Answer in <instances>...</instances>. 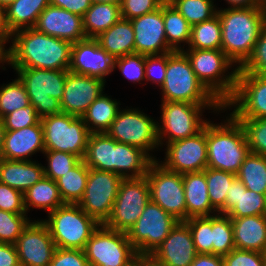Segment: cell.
Segmentation results:
<instances>
[{
    "instance_id": "6da1fadb",
    "label": "cell",
    "mask_w": 266,
    "mask_h": 266,
    "mask_svg": "<svg viewBox=\"0 0 266 266\" xmlns=\"http://www.w3.org/2000/svg\"><path fill=\"white\" fill-rule=\"evenodd\" d=\"M11 43L0 61L3 66L69 70L73 44L68 41L26 28L14 32Z\"/></svg>"
},
{
    "instance_id": "7a4b0ae2",
    "label": "cell",
    "mask_w": 266,
    "mask_h": 266,
    "mask_svg": "<svg viewBox=\"0 0 266 266\" xmlns=\"http://www.w3.org/2000/svg\"><path fill=\"white\" fill-rule=\"evenodd\" d=\"M221 50L238 67L250 57L265 19L264 7L219 8Z\"/></svg>"
},
{
    "instance_id": "3957f363",
    "label": "cell",
    "mask_w": 266,
    "mask_h": 266,
    "mask_svg": "<svg viewBox=\"0 0 266 266\" xmlns=\"http://www.w3.org/2000/svg\"><path fill=\"white\" fill-rule=\"evenodd\" d=\"M228 115L224 123H206L207 167L236 175L250 150L244 128Z\"/></svg>"
},
{
    "instance_id": "277c9868",
    "label": "cell",
    "mask_w": 266,
    "mask_h": 266,
    "mask_svg": "<svg viewBox=\"0 0 266 266\" xmlns=\"http://www.w3.org/2000/svg\"><path fill=\"white\" fill-rule=\"evenodd\" d=\"M182 52L196 77L224 105L235 92L238 67L221 49H184Z\"/></svg>"
},
{
    "instance_id": "5b68a950",
    "label": "cell",
    "mask_w": 266,
    "mask_h": 266,
    "mask_svg": "<svg viewBox=\"0 0 266 266\" xmlns=\"http://www.w3.org/2000/svg\"><path fill=\"white\" fill-rule=\"evenodd\" d=\"M162 100L191 104H222L196 77L182 51L167 53L165 80L160 87Z\"/></svg>"
},
{
    "instance_id": "8992f818",
    "label": "cell",
    "mask_w": 266,
    "mask_h": 266,
    "mask_svg": "<svg viewBox=\"0 0 266 266\" xmlns=\"http://www.w3.org/2000/svg\"><path fill=\"white\" fill-rule=\"evenodd\" d=\"M161 122L157 123L159 146L192 137L209 121L203 119L204 110L219 114L226 111L223 104H191L188 102L161 101Z\"/></svg>"
},
{
    "instance_id": "52a82bcc",
    "label": "cell",
    "mask_w": 266,
    "mask_h": 266,
    "mask_svg": "<svg viewBox=\"0 0 266 266\" xmlns=\"http://www.w3.org/2000/svg\"><path fill=\"white\" fill-rule=\"evenodd\" d=\"M41 221L47 226L57 248L83 250L99 223L78 204L65 203Z\"/></svg>"
},
{
    "instance_id": "ba28073f",
    "label": "cell",
    "mask_w": 266,
    "mask_h": 266,
    "mask_svg": "<svg viewBox=\"0 0 266 266\" xmlns=\"http://www.w3.org/2000/svg\"><path fill=\"white\" fill-rule=\"evenodd\" d=\"M13 69L24 83L30 104L35 107L40 119L62 113L60 101L63 97L68 70Z\"/></svg>"
},
{
    "instance_id": "9c48e42d",
    "label": "cell",
    "mask_w": 266,
    "mask_h": 266,
    "mask_svg": "<svg viewBox=\"0 0 266 266\" xmlns=\"http://www.w3.org/2000/svg\"><path fill=\"white\" fill-rule=\"evenodd\" d=\"M45 151H62L84 159L90 132L82 117L67 113L40 119Z\"/></svg>"
},
{
    "instance_id": "30bf717a",
    "label": "cell",
    "mask_w": 266,
    "mask_h": 266,
    "mask_svg": "<svg viewBox=\"0 0 266 266\" xmlns=\"http://www.w3.org/2000/svg\"><path fill=\"white\" fill-rule=\"evenodd\" d=\"M83 251L89 266H130L138 256L126 232L104 224L92 233Z\"/></svg>"
},
{
    "instance_id": "8fae6325",
    "label": "cell",
    "mask_w": 266,
    "mask_h": 266,
    "mask_svg": "<svg viewBox=\"0 0 266 266\" xmlns=\"http://www.w3.org/2000/svg\"><path fill=\"white\" fill-rule=\"evenodd\" d=\"M157 123L139 108H120L105 133L117 142L136 146L150 155L155 149L160 150Z\"/></svg>"
},
{
    "instance_id": "7c38bea8",
    "label": "cell",
    "mask_w": 266,
    "mask_h": 266,
    "mask_svg": "<svg viewBox=\"0 0 266 266\" xmlns=\"http://www.w3.org/2000/svg\"><path fill=\"white\" fill-rule=\"evenodd\" d=\"M178 222L150 200L137 222L127 232L128 240L138 255H151Z\"/></svg>"
},
{
    "instance_id": "4fadbf2b",
    "label": "cell",
    "mask_w": 266,
    "mask_h": 266,
    "mask_svg": "<svg viewBox=\"0 0 266 266\" xmlns=\"http://www.w3.org/2000/svg\"><path fill=\"white\" fill-rule=\"evenodd\" d=\"M149 201L150 190L145 176L123 179L120 182L111 216L104 225L127 233L137 222Z\"/></svg>"
},
{
    "instance_id": "5bb4252c",
    "label": "cell",
    "mask_w": 266,
    "mask_h": 266,
    "mask_svg": "<svg viewBox=\"0 0 266 266\" xmlns=\"http://www.w3.org/2000/svg\"><path fill=\"white\" fill-rule=\"evenodd\" d=\"M150 200L178 221H186V201L181 173L165 169L155 160L145 175Z\"/></svg>"
},
{
    "instance_id": "9a60e30c",
    "label": "cell",
    "mask_w": 266,
    "mask_h": 266,
    "mask_svg": "<svg viewBox=\"0 0 266 266\" xmlns=\"http://www.w3.org/2000/svg\"><path fill=\"white\" fill-rule=\"evenodd\" d=\"M122 180L113 172L89 168L85 192L78 205L99 224H105L111 216Z\"/></svg>"
},
{
    "instance_id": "2e32d148",
    "label": "cell",
    "mask_w": 266,
    "mask_h": 266,
    "mask_svg": "<svg viewBox=\"0 0 266 266\" xmlns=\"http://www.w3.org/2000/svg\"><path fill=\"white\" fill-rule=\"evenodd\" d=\"M224 109L233 110L235 119L266 118V77L238 73L235 92Z\"/></svg>"
},
{
    "instance_id": "e0dca14e",
    "label": "cell",
    "mask_w": 266,
    "mask_h": 266,
    "mask_svg": "<svg viewBox=\"0 0 266 266\" xmlns=\"http://www.w3.org/2000/svg\"><path fill=\"white\" fill-rule=\"evenodd\" d=\"M165 145L164 160L157 159L165 169L184 174L204 171L207 168L206 124L196 135Z\"/></svg>"
},
{
    "instance_id": "ac0fdd59",
    "label": "cell",
    "mask_w": 266,
    "mask_h": 266,
    "mask_svg": "<svg viewBox=\"0 0 266 266\" xmlns=\"http://www.w3.org/2000/svg\"><path fill=\"white\" fill-rule=\"evenodd\" d=\"M15 247L23 266H49L57 248L41 219L29 223L17 238Z\"/></svg>"
},
{
    "instance_id": "d6986e66",
    "label": "cell",
    "mask_w": 266,
    "mask_h": 266,
    "mask_svg": "<svg viewBox=\"0 0 266 266\" xmlns=\"http://www.w3.org/2000/svg\"><path fill=\"white\" fill-rule=\"evenodd\" d=\"M106 81L68 72L60 101L63 113L82 117L88 107L104 92Z\"/></svg>"
},
{
    "instance_id": "ffe728a7",
    "label": "cell",
    "mask_w": 266,
    "mask_h": 266,
    "mask_svg": "<svg viewBox=\"0 0 266 266\" xmlns=\"http://www.w3.org/2000/svg\"><path fill=\"white\" fill-rule=\"evenodd\" d=\"M115 59L102 49L94 38H86L72 45L69 70L79 75H87L106 80L114 69Z\"/></svg>"
},
{
    "instance_id": "44dd1931",
    "label": "cell",
    "mask_w": 266,
    "mask_h": 266,
    "mask_svg": "<svg viewBox=\"0 0 266 266\" xmlns=\"http://www.w3.org/2000/svg\"><path fill=\"white\" fill-rule=\"evenodd\" d=\"M130 21L134 29L135 53L146 56L173 52L166 40L163 4L157 10Z\"/></svg>"
},
{
    "instance_id": "7402d4cb",
    "label": "cell",
    "mask_w": 266,
    "mask_h": 266,
    "mask_svg": "<svg viewBox=\"0 0 266 266\" xmlns=\"http://www.w3.org/2000/svg\"><path fill=\"white\" fill-rule=\"evenodd\" d=\"M197 254L188 225L179 221L151 256L163 266H190Z\"/></svg>"
},
{
    "instance_id": "603a6c76",
    "label": "cell",
    "mask_w": 266,
    "mask_h": 266,
    "mask_svg": "<svg viewBox=\"0 0 266 266\" xmlns=\"http://www.w3.org/2000/svg\"><path fill=\"white\" fill-rule=\"evenodd\" d=\"M34 28L72 44L86 39L83 17L51 4L41 12Z\"/></svg>"
},
{
    "instance_id": "cb8c5ba5",
    "label": "cell",
    "mask_w": 266,
    "mask_h": 266,
    "mask_svg": "<svg viewBox=\"0 0 266 266\" xmlns=\"http://www.w3.org/2000/svg\"><path fill=\"white\" fill-rule=\"evenodd\" d=\"M45 151L41 121L19 130H6L2 159L29 161L37 152Z\"/></svg>"
},
{
    "instance_id": "d4e9b609",
    "label": "cell",
    "mask_w": 266,
    "mask_h": 266,
    "mask_svg": "<svg viewBox=\"0 0 266 266\" xmlns=\"http://www.w3.org/2000/svg\"><path fill=\"white\" fill-rule=\"evenodd\" d=\"M225 214L230 218L266 215V195L246 189L236 177L227 193Z\"/></svg>"
},
{
    "instance_id": "484cf974",
    "label": "cell",
    "mask_w": 266,
    "mask_h": 266,
    "mask_svg": "<svg viewBox=\"0 0 266 266\" xmlns=\"http://www.w3.org/2000/svg\"><path fill=\"white\" fill-rule=\"evenodd\" d=\"M186 201V220L192 217H209L218 213L212 206L205 170L182 174Z\"/></svg>"
},
{
    "instance_id": "4316f807",
    "label": "cell",
    "mask_w": 266,
    "mask_h": 266,
    "mask_svg": "<svg viewBox=\"0 0 266 266\" xmlns=\"http://www.w3.org/2000/svg\"><path fill=\"white\" fill-rule=\"evenodd\" d=\"M235 248L266 252V215L231 218Z\"/></svg>"
},
{
    "instance_id": "83f0119b",
    "label": "cell",
    "mask_w": 266,
    "mask_h": 266,
    "mask_svg": "<svg viewBox=\"0 0 266 266\" xmlns=\"http://www.w3.org/2000/svg\"><path fill=\"white\" fill-rule=\"evenodd\" d=\"M43 176V165L37 161L0 160V183L23 194Z\"/></svg>"
},
{
    "instance_id": "f1b7e54d",
    "label": "cell",
    "mask_w": 266,
    "mask_h": 266,
    "mask_svg": "<svg viewBox=\"0 0 266 266\" xmlns=\"http://www.w3.org/2000/svg\"><path fill=\"white\" fill-rule=\"evenodd\" d=\"M133 145L116 141L114 173L123 179L144 177L150 165L157 160L155 156Z\"/></svg>"
},
{
    "instance_id": "f546056e",
    "label": "cell",
    "mask_w": 266,
    "mask_h": 266,
    "mask_svg": "<svg viewBox=\"0 0 266 266\" xmlns=\"http://www.w3.org/2000/svg\"><path fill=\"white\" fill-rule=\"evenodd\" d=\"M95 39L114 59L135 53L134 29L128 19L121 18Z\"/></svg>"
},
{
    "instance_id": "4dcf8cb0",
    "label": "cell",
    "mask_w": 266,
    "mask_h": 266,
    "mask_svg": "<svg viewBox=\"0 0 266 266\" xmlns=\"http://www.w3.org/2000/svg\"><path fill=\"white\" fill-rule=\"evenodd\" d=\"M116 140L106 133H90L83 161L91 168L114 173Z\"/></svg>"
},
{
    "instance_id": "1f68e13d",
    "label": "cell",
    "mask_w": 266,
    "mask_h": 266,
    "mask_svg": "<svg viewBox=\"0 0 266 266\" xmlns=\"http://www.w3.org/2000/svg\"><path fill=\"white\" fill-rule=\"evenodd\" d=\"M50 4V0H15L4 9L6 24L14 32L34 28L41 12Z\"/></svg>"
},
{
    "instance_id": "d6a6232c",
    "label": "cell",
    "mask_w": 266,
    "mask_h": 266,
    "mask_svg": "<svg viewBox=\"0 0 266 266\" xmlns=\"http://www.w3.org/2000/svg\"><path fill=\"white\" fill-rule=\"evenodd\" d=\"M24 207L28 214L30 208L46 210L47 213L65 204L61 198L56 181L43 176L24 194Z\"/></svg>"
},
{
    "instance_id": "836d02e7",
    "label": "cell",
    "mask_w": 266,
    "mask_h": 266,
    "mask_svg": "<svg viewBox=\"0 0 266 266\" xmlns=\"http://www.w3.org/2000/svg\"><path fill=\"white\" fill-rule=\"evenodd\" d=\"M121 4L92 3L83 16L86 38H97L122 18Z\"/></svg>"
},
{
    "instance_id": "e575fe53",
    "label": "cell",
    "mask_w": 266,
    "mask_h": 266,
    "mask_svg": "<svg viewBox=\"0 0 266 266\" xmlns=\"http://www.w3.org/2000/svg\"><path fill=\"white\" fill-rule=\"evenodd\" d=\"M121 105L104 92L88 107L82 116L90 133H105L116 118Z\"/></svg>"
},
{
    "instance_id": "d590c367",
    "label": "cell",
    "mask_w": 266,
    "mask_h": 266,
    "mask_svg": "<svg viewBox=\"0 0 266 266\" xmlns=\"http://www.w3.org/2000/svg\"><path fill=\"white\" fill-rule=\"evenodd\" d=\"M163 20L168 46L173 51H183L190 42L191 25L170 3H163Z\"/></svg>"
},
{
    "instance_id": "8d00e7d4",
    "label": "cell",
    "mask_w": 266,
    "mask_h": 266,
    "mask_svg": "<svg viewBox=\"0 0 266 266\" xmlns=\"http://www.w3.org/2000/svg\"><path fill=\"white\" fill-rule=\"evenodd\" d=\"M88 176L89 167L81 160L73 169L56 180L64 203H79L83 198Z\"/></svg>"
},
{
    "instance_id": "74e56055",
    "label": "cell",
    "mask_w": 266,
    "mask_h": 266,
    "mask_svg": "<svg viewBox=\"0 0 266 266\" xmlns=\"http://www.w3.org/2000/svg\"><path fill=\"white\" fill-rule=\"evenodd\" d=\"M236 177L242 181L246 189L266 195V157L250 152Z\"/></svg>"
},
{
    "instance_id": "f35d334b",
    "label": "cell",
    "mask_w": 266,
    "mask_h": 266,
    "mask_svg": "<svg viewBox=\"0 0 266 266\" xmlns=\"http://www.w3.org/2000/svg\"><path fill=\"white\" fill-rule=\"evenodd\" d=\"M221 22L218 14L210 20L191 26V38L186 49H221Z\"/></svg>"
},
{
    "instance_id": "ab89813d",
    "label": "cell",
    "mask_w": 266,
    "mask_h": 266,
    "mask_svg": "<svg viewBox=\"0 0 266 266\" xmlns=\"http://www.w3.org/2000/svg\"><path fill=\"white\" fill-rule=\"evenodd\" d=\"M208 195L212 206L220 214H225V202L231 183L236 175L231 172L216 170L207 167L205 169Z\"/></svg>"
},
{
    "instance_id": "60d3db41",
    "label": "cell",
    "mask_w": 266,
    "mask_h": 266,
    "mask_svg": "<svg viewBox=\"0 0 266 266\" xmlns=\"http://www.w3.org/2000/svg\"><path fill=\"white\" fill-rule=\"evenodd\" d=\"M235 249L231 218L227 214L212 215V254L225 256Z\"/></svg>"
},
{
    "instance_id": "b9f144b4",
    "label": "cell",
    "mask_w": 266,
    "mask_h": 266,
    "mask_svg": "<svg viewBox=\"0 0 266 266\" xmlns=\"http://www.w3.org/2000/svg\"><path fill=\"white\" fill-rule=\"evenodd\" d=\"M169 3L191 26L210 20L217 14L214 0H171Z\"/></svg>"
},
{
    "instance_id": "7bdbcfd3",
    "label": "cell",
    "mask_w": 266,
    "mask_h": 266,
    "mask_svg": "<svg viewBox=\"0 0 266 266\" xmlns=\"http://www.w3.org/2000/svg\"><path fill=\"white\" fill-rule=\"evenodd\" d=\"M30 104L24 83L17 76L12 82L0 87V119Z\"/></svg>"
},
{
    "instance_id": "ee69618b",
    "label": "cell",
    "mask_w": 266,
    "mask_h": 266,
    "mask_svg": "<svg viewBox=\"0 0 266 266\" xmlns=\"http://www.w3.org/2000/svg\"><path fill=\"white\" fill-rule=\"evenodd\" d=\"M192 234L198 254H212V216L192 217L184 221Z\"/></svg>"
},
{
    "instance_id": "f6af8a7d",
    "label": "cell",
    "mask_w": 266,
    "mask_h": 266,
    "mask_svg": "<svg viewBox=\"0 0 266 266\" xmlns=\"http://www.w3.org/2000/svg\"><path fill=\"white\" fill-rule=\"evenodd\" d=\"M47 166H43L44 176L56 181L59 177L73 169L82 159L62 151H44Z\"/></svg>"
},
{
    "instance_id": "bcb514c9",
    "label": "cell",
    "mask_w": 266,
    "mask_h": 266,
    "mask_svg": "<svg viewBox=\"0 0 266 266\" xmlns=\"http://www.w3.org/2000/svg\"><path fill=\"white\" fill-rule=\"evenodd\" d=\"M27 216L0 210V243L15 244L17 238L32 221Z\"/></svg>"
},
{
    "instance_id": "7dc6e473",
    "label": "cell",
    "mask_w": 266,
    "mask_h": 266,
    "mask_svg": "<svg viewBox=\"0 0 266 266\" xmlns=\"http://www.w3.org/2000/svg\"><path fill=\"white\" fill-rule=\"evenodd\" d=\"M236 120L244 128L250 152L266 157V118Z\"/></svg>"
},
{
    "instance_id": "c3c4849f",
    "label": "cell",
    "mask_w": 266,
    "mask_h": 266,
    "mask_svg": "<svg viewBox=\"0 0 266 266\" xmlns=\"http://www.w3.org/2000/svg\"><path fill=\"white\" fill-rule=\"evenodd\" d=\"M118 68L127 80L134 84L145 82V55L128 54L115 59L114 69Z\"/></svg>"
},
{
    "instance_id": "681fc988",
    "label": "cell",
    "mask_w": 266,
    "mask_h": 266,
    "mask_svg": "<svg viewBox=\"0 0 266 266\" xmlns=\"http://www.w3.org/2000/svg\"><path fill=\"white\" fill-rule=\"evenodd\" d=\"M238 73H251L266 77V30L264 28L260 31L250 57L238 69Z\"/></svg>"
},
{
    "instance_id": "f907efd6",
    "label": "cell",
    "mask_w": 266,
    "mask_h": 266,
    "mask_svg": "<svg viewBox=\"0 0 266 266\" xmlns=\"http://www.w3.org/2000/svg\"><path fill=\"white\" fill-rule=\"evenodd\" d=\"M5 130H19L21 128L36 125L40 118L37 116L35 107L29 104L17 109L2 119Z\"/></svg>"
},
{
    "instance_id": "816d5d0a",
    "label": "cell",
    "mask_w": 266,
    "mask_h": 266,
    "mask_svg": "<svg viewBox=\"0 0 266 266\" xmlns=\"http://www.w3.org/2000/svg\"><path fill=\"white\" fill-rule=\"evenodd\" d=\"M223 263L224 266H266L265 253L235 248L223 256Z\"/></svg>"
},
{
    "instance_id": "f5cc1de1",
    "label": "cell",
    "mask_w": 266,
    "mask_h": 266,
    "mask_svg": "<svg viewBox=\"0 0 266 266\" xmlns=\"http://www.w3.org/2000/svg\"><path fill=\"white\" fill-rule=\"evenodd\" d=\"M167 69V53L145 56V79L161 87Z\"/></svg>"
},
{
    "instance_id": "db71d44e",
    "label": "cell",
    "mask_w": 266,
    "mask_h": 266,
    "mask_svg": "<svg viewBox=\"0 0 266 266\" xmlns=\"http://www.w3.org/2000/svg\"><path fill=\"white\" fill-rule=\"evenodd\" d=\"M163 3L162 0H122L121 15L131 20L157 10Z\"/></svg>"
},
{
    "instance_id": "11a10c76",
    "label": "cell",
    "mask_w": 266,
    "mask_h": 266,
    "mask_svg": "<svg viewBox=\"0 0 266 266\" xmlns=\"http://www.w3.org/2000/svg\"><path fill=\"white\" fill-rule=\"evenodd\" d=\"M0 210L17 214H27L24 207L23 193L0 183Z\"/></svg>"
},
{
    "instance_id": "9f6ffc18",
    "label": "cell",
    "mask_w": 266,
    "mask_h": 266,
    "mask_svg": "<svg viewBox=\"0 0 266 266\" xmlns=\"http://www.w3.org/2000/svg\"><path fill=\"white\" fill-rule=\"evenodd\" d=\"M49 266H89L83 250L56 248Z\"/></svg>"
},
{
    "instance_id": "6f0895ef",
    "label": "cell",
    "mask_w": 266,
    "mask_h": 266,
    "mask_svg": "<svg viewBox=\"0 0 266 266\" xmlns=\"http://www.w3.org/2000/svg\"><path fill=\"white\" fill-rule=\"evenodd\" d=\"M50 4L68 10L81 17L92 5L91 0H50Z\"/></svg>"
},
{
    "instance_id": "680465c9",
    "label": "cell",
    "mask_w": 266,
    "mask_h": 266,
    "mask_svg": "<svg viewBox=\"0 0 266 266\" xmlns=\"http://www.w3.org/2000/svg\"><path fill=\"white\" fill-rule=\"evenodd\" d=\"M19 264L15 244L0 243V266H16Z\"/></svg>"
},
{
    "instance_id": "91938a15",
    "label": "cell",
    "mask_w": 266,
    "mask_h": 266,
    "mask_svg": "<svg viewBox=\"0 0 266 266\" xmlns=\"http://www.w3.org/2000/svg\"><path fill=\"white\" fill-rule=\"evenodd\" d=\"M9 39H12V34L6 24L4 9L0 8V61L9 50V47L6 48L7 46H5L11 42Z\"/></svg>"
},
{
    "instance_id": "94428289",
    "label": "cell",
    "mask_w": 266,
    "mask_h": 266,
    "mask_svg": "<svg viewBox=\"0 0 266 266\" xmlns=\"http://www.w3.org/2000/svg\"><path fill=\"white\" fill-rule=\"evenodd\" d=\"M190 266H224L223 257L214 254H197Z\"/></svg>"
},
{
    "instance_id": "6125c7cd",
    "label": "cell",
    "mask_w": 266,
    "mask_h": 266,
    "mask_svg": "<svg viewBox=\"0 0 266 266\" xmlns=\"http://www.w3.org/2000/svg\"><path fill=\"white\" fill-rule=\"evenodd\" d=\"M228 8L264 7V0H224Z\"/></svg>"
},
{
    "instance_id": "be15d7a7",
    "label": "cell",
    "mask_w": 266,
    "mask_h": 266,
    "mask_svg": "<svg viewBox=\"0 0 266 266\" xmlns=\"http://www.w3.org/2000/svg\"><path fill=\"white\" fill-rule=\"evenodd\" d=\"M140 266H163L151 255H140Z\"/></svg>"
},
{
    "instance_id": "e7e4bbea",
    "label": "cell",
    "mask_w": 266,
    "mask_h": 266,
    "mask_svg": "<svg viewBox=\"0 0 266 266\" xmlns=\"http://www.w3.org/2000/svg\"><path fill=\"white\" fill-rule=\"evenodd\" d=\"M5 127L3 121L0 119V160L2 159V151L4 144V136H5Z\"/></svg>"
},
{
    "instance_id": "03108f58",
    "label": "cell",
    "mask_w": 266,
    "mask_h": 266,
    "mask_svg": "<svg viewBox=\"0 0 266 266\" xmlns=\"http://www.w3.org/2000/svg\"><path fill=\"white\" fill-rule=\"evenodd\" d=\"M92 3L121 4L122 0H91Z\"/></svg>"
},
{
    "instance_id": "003e7915",
    "label": "cell",
    "mask_w": 266,
    "mask_h": 266,
    "mask_svg": "<svg viewBox=\"0 0 266 266\" xmlns=\"http://www.w3.org/2000/svg\"><path fill=\"white\" fill-rule=\"evenodd\" d=\"M15 0H0V8L6 9L10 4H12Z\"/></svg>"
},
{
    "instance_id": "a7ac6f4b",
    "label": "cell",
    "mask_w": 266,
    "mask_h": 266,
    "mask_svg": "<svg viewBox=\"0 0 266 266\" xmlns=\"http://www.w3.org/2000/svg\"><path fill=\"white\" fill-rule=\"evenodd\" d=\"M130 266H140V255L137 256L135 261Z\"/></svg>"
},
{
    "instance_id": "89a4df30",
    "label": "cell",
    "mask_w": 266,
    "mask_h": 266,
    "mask_svg": "<svg viewBox=\"0 0 266 266\" xmlns=\"http://www.w3.org/2000/svg\"><path fill=\"white\" fill-rule=\"evenodd\" d=\"M263 28L266 30V18L264 19V22H263Z\"/></svg>"
},
{
    "instance_id": "2644e50d",
    "label": "cell",
    "mask_w": 266,
    "mask_h": 266,
    "mask_svg": "<svg viewBox=\"0 0 266 266\" xmlns=\"http://www.w3.org/2000/svg\"><path fill=\"white\" fill-rule=\"evenodd\" d=\"M265 18H266V0H264Z\"/></svg>"
},
{
    "instance_id": "8c879c8a",
    "label": "cell",
    "mask_w": 266,
    "mask_h": 266,
    "mask_svg": "<svg viewBox=\"0 0 266 266\" xmlns=\"http://www.w3.org/2000/svg\"><path fill=\"white\" fill-rule=\"evenodd\" d=\"M164 3H169L171 0H162Z\"/></svg>"
},
{
    "instance_id": "753ad0ef",
    "label": "cell",
    "mask_w": 266,
    "mask_h": 266,
    "mask_svg": "<svg viewBox=\"0 0 266 266\" xmlns=\"http://www.w3.org/2000/svg\"><path fill=\"white\" fill-rule=\"evenodd\" d=\"M0 68H2L3 70H5L6 69V67H3V65L0 63Z\"/></svg>"
}]
</instances>
